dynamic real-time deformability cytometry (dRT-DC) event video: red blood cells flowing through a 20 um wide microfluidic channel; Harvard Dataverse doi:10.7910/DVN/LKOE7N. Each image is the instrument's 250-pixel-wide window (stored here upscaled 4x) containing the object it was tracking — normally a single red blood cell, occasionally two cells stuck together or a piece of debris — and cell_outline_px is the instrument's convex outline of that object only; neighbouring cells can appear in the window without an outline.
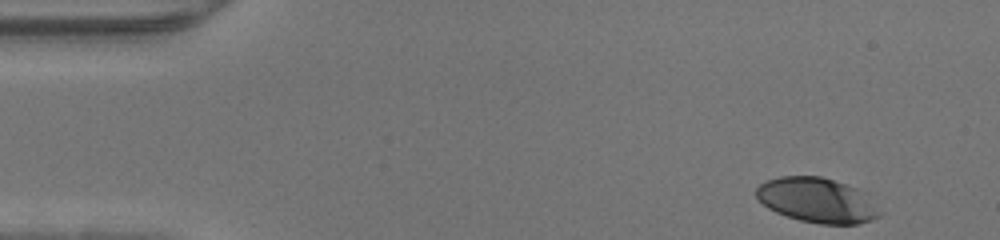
{"species": "human", "species_latin": "Homo sapiens", "temperature_condition": "warm", "stored_images_in_passage": 36, "camera_frame_rate_fps": 3000, "um_per_image_px": 0.085, "donor": {"sex": "male"}, "frame": {"image": 1, "passage_image": 1, "time_ms": 0.0, "image_size_px": [1000, 240], "cell_outline_px": [[884, 212], [880, 216], [872, 220], [860, 224], [820, 224], [800, 220], [776, 212], [768, 208], [756, 196], [756, 188], [760, 184], [768, 180], [780, 176], [820, 176], [848, 184], [868, 192]], "centroid_in_image_um": [69.56, 17.02], "position_along_channel_um": 15.4, "area_um2": 32.83}}
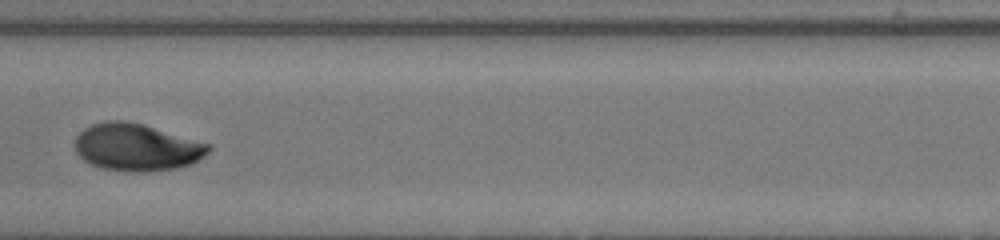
{"frame": {"image": 2, "passage_image": 21, "time_ms": 6.667, "image_size_px": [1000, 240], "cell_outline_px": [[212, 148], [204, 156], [192, 164], [176, 168], [148, 172], [128, 172], [104, 168], [92, 164], [84, 160], [76, 152], [76, 136], [84, 128], [92, 124], [104, 120], [124, 120], [144, 124], [212, 144]], "centroid_in_image_um": [11.65, 12.51], "position_along_channel_um": 195.7, "area_um2": 37.05}}
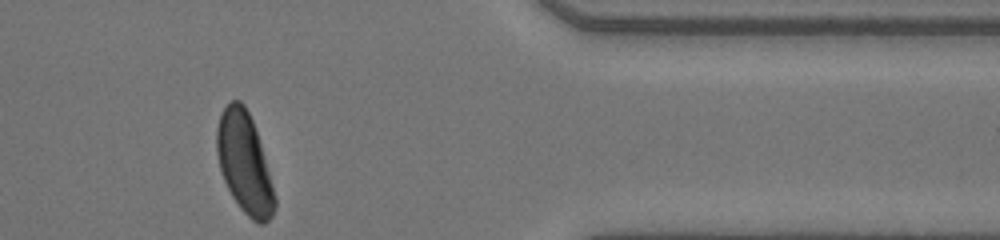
{"frame": {"image": 3, "passage_image": 36, "time_ms": 11.667, "image_size_px": [1000, 240], "cell_outline_px": [[276, 204], [272, 216], [264, 224], [256, 224], [240, 208], [232, 196], [224, 180], [220, 168], [216, 152], [216, 128], [220, 116], [224, 108], [232, 100], [240, 100], [244, 104], [252, 120], [260, 144], [276, 200]], "centroid_in_image_um": [20.76, 13.87], "position_along_channel_um": 390.6, "area_um2": 33.41}}